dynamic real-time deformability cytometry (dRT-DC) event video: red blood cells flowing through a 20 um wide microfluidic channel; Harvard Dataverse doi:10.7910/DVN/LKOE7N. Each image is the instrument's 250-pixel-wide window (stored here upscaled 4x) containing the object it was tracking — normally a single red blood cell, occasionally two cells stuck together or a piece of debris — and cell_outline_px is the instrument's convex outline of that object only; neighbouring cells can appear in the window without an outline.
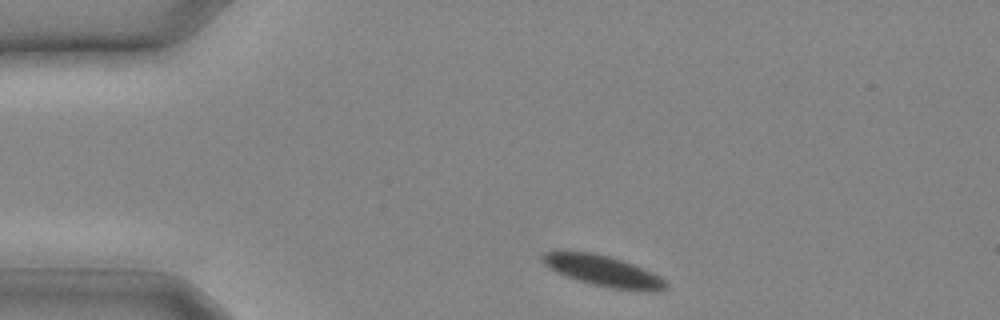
{"species": "common noctule bat (a hibernating species)", "species_latin": "Nyctalus noctula", "temperature_condition": "cold", "stored_images_in_passage": 11, "camera_frame_rate_fps": 3000, "um_per_image_px": 0.085, "animal": {"sex": "male", "body_mass_g": 20.4}, "frame": {"image": 1, "passage_image": 1, "time_ms": 0.0, "image_size_px": [1000, 320], "cell_outline_px": [[668, 288], [660, 292], [640, 292], [612, 288], [592, 284], [556, 272], [548, 268], [544, 264], [540, 256], [544, 252], [592, 252], [608, 256], [632, 264], [652, 272], [660, 276], [668, 284]], "centroid_in_image_um": [51.34, 23.06], "position_along_channel_um": 33.7, "area_um2": 22.14}}
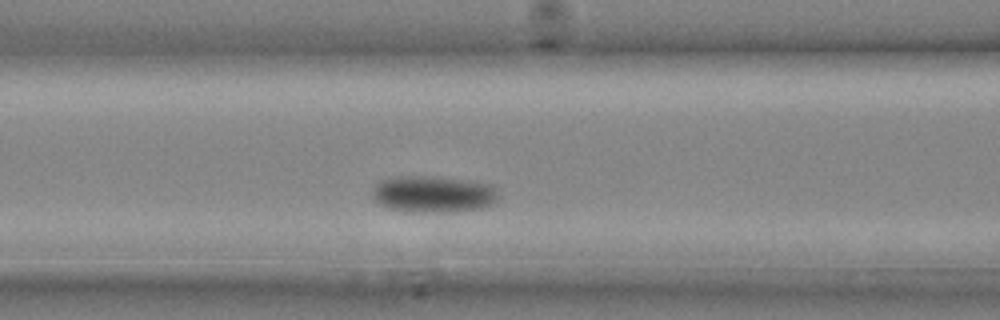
{"frame": {"image": 2, "passage_image": 7, "time_ms": 2.0, "image_size_px": [1000, 320], "cell_outline_px": [[496, 200], [492, 204], [484, 208], [448, 212], [424, 212], [388, 208], [380, 204], [372, 196], [372, 188], [380, 180], [400, 176], [424, 176], [468, 180], [492, 184], [496, 192]], "centroid_in_image_um": [36.82, 16.5], "position_along_channel_um": 129.8, "area_um2": 26.76}}
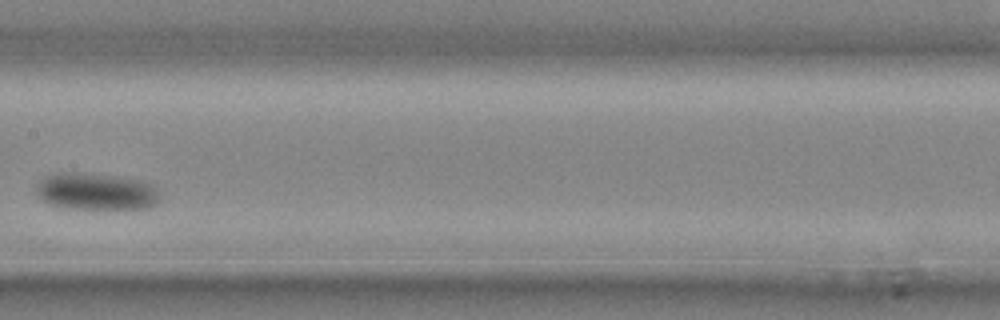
{"frame": {"image": 3, "passage_image": 10, "time_ms": 3.0, "image_size_px": [1000, 320], "cell_outline_px": [[160, 204], [148, 208], [64, 208], [48, 204], [36, 192], [36, 188], [40, 180], [48, 176], [112, 176], [140, 180], [152, 184], [156, 188], [160, 196]], "centroid_in_image_um": [8.29, 16.35], "position_along_channel_um": 199.1, "area_um2": 25.37}}